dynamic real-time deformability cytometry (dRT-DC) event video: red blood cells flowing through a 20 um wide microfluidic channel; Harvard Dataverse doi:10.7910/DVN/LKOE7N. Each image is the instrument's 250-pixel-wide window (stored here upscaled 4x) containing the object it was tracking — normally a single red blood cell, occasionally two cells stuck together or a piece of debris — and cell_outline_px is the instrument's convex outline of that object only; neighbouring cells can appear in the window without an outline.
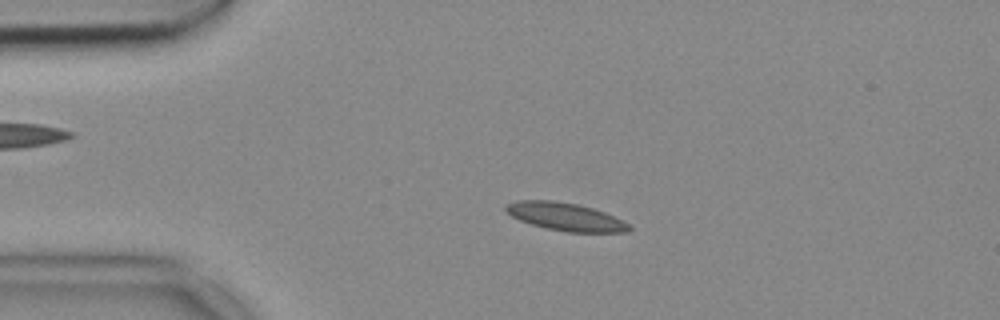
{"species": "common noctule bat (a hibernating species)", "species_latin": "Nyctalus noctula", "temperature_condition": "cold", "stored_images_in_passage": 53, "camera_frame_rate_fps": 3000, "um_per_image_px": 0.085, "animal": {"sex": "female", "body_mass_g": 18.4}, "frame": {"image": 1, "passage_image": 11, "time_ms": 3.333, "image_size_px": [1000, 320], "cell_outline_px": [[632, 228], [628, 232], [568, 232], [544, 228], [520, 220], [504, 212], [504, 204], [516, 200], [556, 200], [576, 204], [592, 208], [604, 212], [628, 224]], "centroid_in_image_um": [47.99, 18.41], "position_along_channel_um": 37.0, "area_um2": 20.06}}
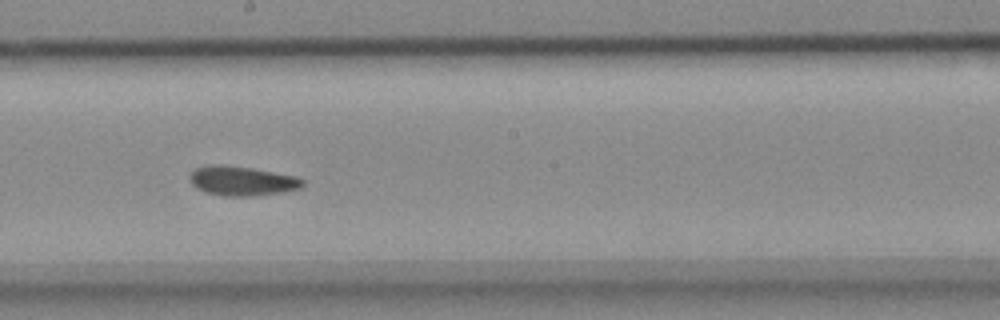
{"frame": {"image": 2, "passage_image": 29, "time_ms": 9.333, "image_size_px": [1000, 320], "cell_outline_px": [[304, 188], [284, 192], [252, 196], [224, 196], [204, 192], [196, 188], [192, 184], [188, 176], [196, 168], [208, 164], [224, 164], [252, 168], [296, 176], [304, 180]], "centroid_in_image_um": [20.58, 15.37], "position_along_channel_um": 227.6, "area_um2": 19.71}}
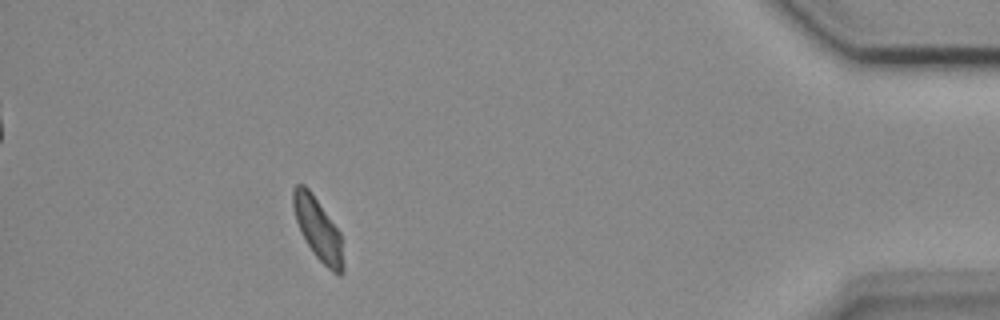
{"frame": {"image": 3, "passage_image": 48, "time_ms": 15.667, "image_size_px": [1000, 320], "cell_outline_px": [[344, 272], [340, 276], [332, 272], [312, 252], [300, 232], [296, 220], [292, 204], [292, 188], [296, 184], [304, 184], [312, 192], [340, 232], [344, 264]], "centroid_in_image_um": [27.02, 19.46], "position_along_channel_um": 408.2, "area_um2": 18.32}}